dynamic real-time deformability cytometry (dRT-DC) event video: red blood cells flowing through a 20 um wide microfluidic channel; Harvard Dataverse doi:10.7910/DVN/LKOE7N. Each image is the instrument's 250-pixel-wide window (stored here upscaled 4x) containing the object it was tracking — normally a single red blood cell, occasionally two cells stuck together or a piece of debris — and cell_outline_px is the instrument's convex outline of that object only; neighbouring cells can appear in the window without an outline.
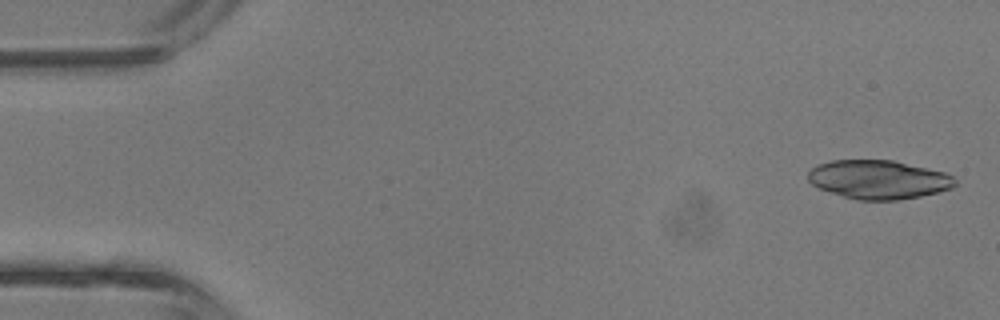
{"species": "common noctule bat (a hibernating species)", "species_latin": "Nyctalus noctula", "temperature_condition": "room temperature", "stored_images_in_passage": 8, "camera_frame_rate_fps": 3000, "um_per_image_px": 0.085, "animal": {"sex": "male", "body_mass_g": 13.3}, "frame": {"image": 1, "passage_image": 1, "time_ms": 0.0, "image_size_px": [1000, 320], "cell_outline_px": [[956, 184], [952, 188], [920, 196], [900, 200], [856, 200], [820, 188], [812, 184], [808, 180], [808, 172], [816, 164], [832, 160], [892, 160], [944, 172], [952, 176], [956, 180]], "centroid_in_image_um": [74.66, 15.26], "position_along_channel_um": 10.3, "area_um2": 33.06}}